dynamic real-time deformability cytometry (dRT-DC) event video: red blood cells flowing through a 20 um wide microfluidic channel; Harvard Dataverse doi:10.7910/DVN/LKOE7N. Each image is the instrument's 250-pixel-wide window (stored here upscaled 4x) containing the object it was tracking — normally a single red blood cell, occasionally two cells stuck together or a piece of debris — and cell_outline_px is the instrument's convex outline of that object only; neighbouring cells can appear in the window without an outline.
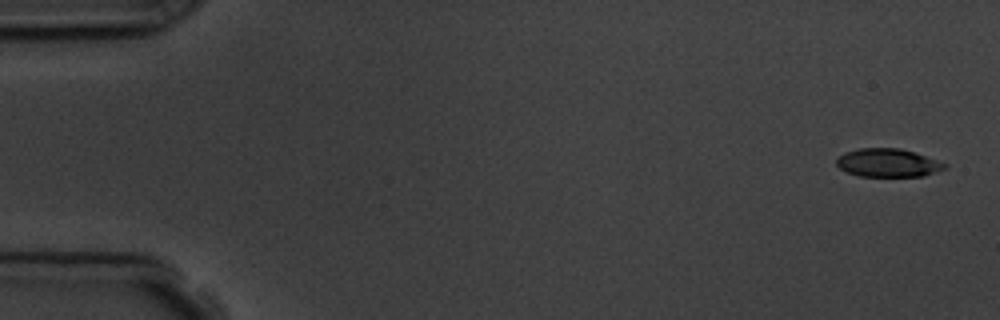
{"species": "common noctule bat (a hibernating species)", "species_latin": "Nyctalus noctula", "temperature_condition": "room temperature", "stored_images_in_passage": 5, "camera_frame_rate_fps": 3000, "um_per_image_px": 0.085, "animal": {"sex": "male", "body_mass_g": 19.5, "forearm_length_mm": 54.6}, "frame": {"image": 1, "passage_image": 1, "time_ms": 0.0, "image_size_px": [1000, 320], "cell_outline_px": [[948, 164], [944, 168], [936, 172], [924, 176], [860, 176], [848, 172], [840, 168], [836, 164], [836, 160], [844, 152], [860, 148], [900, 148]], "centroid_in_image_um": [75.45, 13.84], "position_along_channel_um": 9.6, "area_um2": 17.57}}
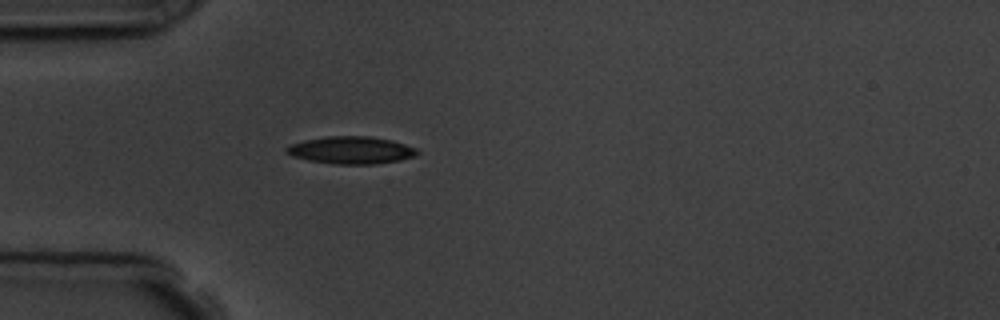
{"frame": {"image": 2, "passage_image": 5, "time_ms": 4.667, "image_size_px": [1000, 320], "cell_outline_px": [[420, 152], [416, 156], [400, 160], [376, 164], [336, 164], [308, 160], [292, 156], [284, 152], [284, 148], [292, 144], [304, 140], [324, 136], [368, 136], [392, 140], [416, 148]], "centroid_in_image_um": [29.84, 12.76], "position_along_channel_um": 55.2, "area_um2": 20.98}}